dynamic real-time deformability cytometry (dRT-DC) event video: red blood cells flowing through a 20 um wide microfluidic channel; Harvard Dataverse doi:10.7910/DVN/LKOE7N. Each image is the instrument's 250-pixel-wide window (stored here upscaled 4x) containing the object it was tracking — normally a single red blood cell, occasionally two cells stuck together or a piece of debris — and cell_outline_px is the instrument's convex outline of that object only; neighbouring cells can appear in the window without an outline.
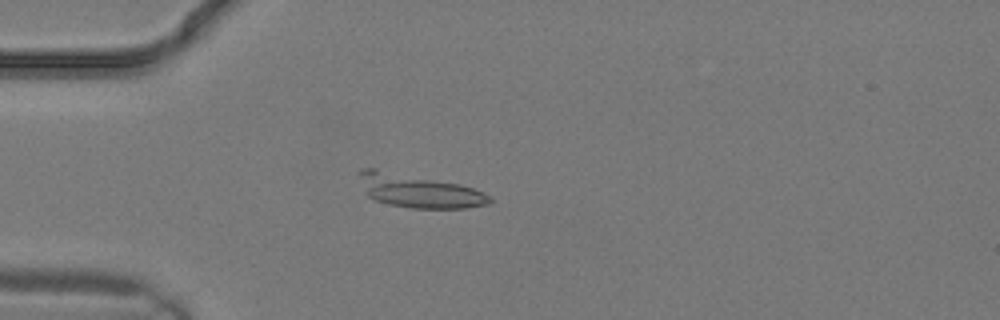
{"species": "common noctule bat (a hibernating species)", "species_latin": "Nyctalus noctula", "temperature_condition": "warm", "stored_images_in_passage": 5, "camera_frame_rate_fps": 3000, "um_per_image_px": 0.085, "animal": {"sex": "male", "body_mass_g": 19.2, "forearm_length_mm": 51.8}, "frame": {"image": 1, "passage_image": 1, "time_ms": 0.0, "image_size_px": [1000, 320], "cell_outline_px": [[492, 200], [488, 204], [468, 208], [412, 208], [388, 204], [376, 200], [368, 196], [360, 172], [360, 168], [376, 168], [460, 184], [484, 192], [492, 196]], "centroid_in_image_um": [35.67, 16.23], "position_along_channel_um": 49.3, "area_um2": 25.03}}
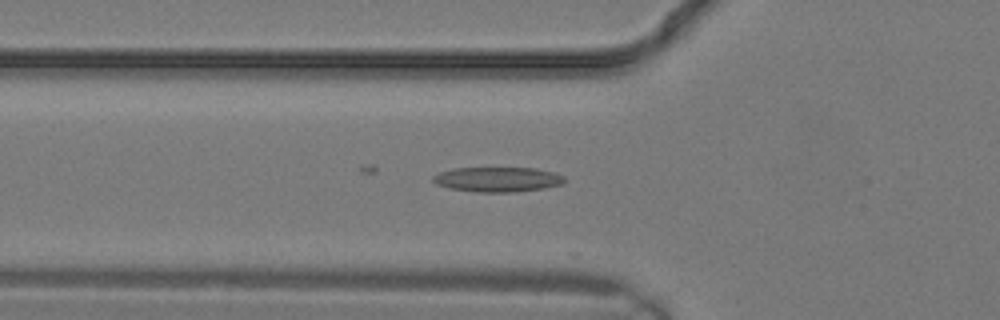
{"frame": {"image": 2, "passage_image": 3, "time_ms": 0.667, "image_size_px": [1000, 320], "cell_outline_px": [[564, 184], [544, 188], [516, 192], [476, 192], [448, 188], [436, 184], [432, 180], [432, 176], [440, 172], [452, 168], [536, 168], [552, 172], [564, 176]], "centroid_in_image_um": [42.28, 15.25], "position_along_channel_um": 83.5, "area_um2": 19.13}}
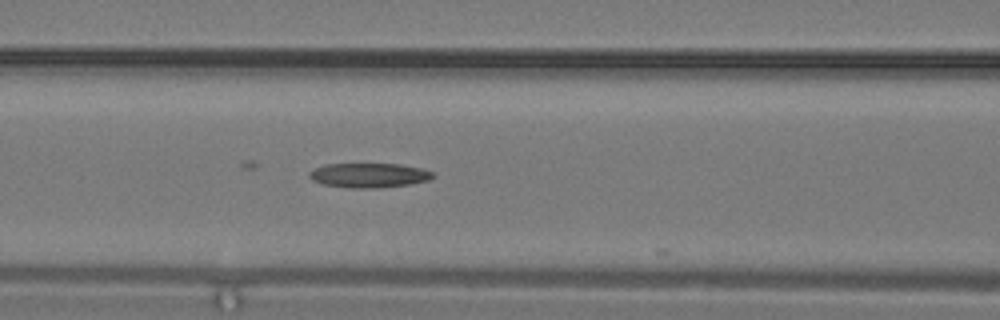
{"frame": {"image": 3, "passage_image": 5, "time_ms": 1.333, "image_size_px": [1000, 320], "cell_outline_px": [[436, 176], [428, 180], [408, 184], [380, 188], [352, 188], [324, 184], [312, 180], [308, 176], [308, 172], [312, 168], [324, 164], [400, 164], [420, 168], [432, 172]], "centroid_in_image_um": [31.32, 14.89], "position_along_channel_um": 135.3, "area_um2": 17.69}}